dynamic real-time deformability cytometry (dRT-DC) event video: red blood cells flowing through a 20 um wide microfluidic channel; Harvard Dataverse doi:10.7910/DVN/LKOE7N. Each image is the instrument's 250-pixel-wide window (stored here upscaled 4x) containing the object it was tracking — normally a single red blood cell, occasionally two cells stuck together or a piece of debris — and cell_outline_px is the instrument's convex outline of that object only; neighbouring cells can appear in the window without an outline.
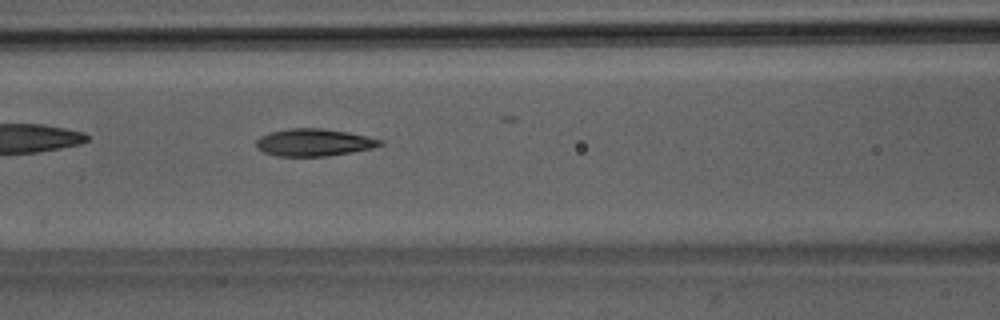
{"species": "Egyptian fruit bat (a non-hibernating species)", "species_latin": "Rousettus aegyptiacus", "temperature_condition": "room temperature", "stored_images_in_passage": 29, "camera_frame_rate_fps": 3000, "um_per_image_px": 0.085, "animal": {"sex": "male"}, "frame": {"image": 1, "passage_image": 8, "time_ms": 2.333, "image_size_px": [1000, 320], "cell_outline_px": [[384, 144], [372, 148], [352, 152], [328, 156], [276, 156], [264, 152], [256, 148], [256, 140], [260, 136], [268, 132], [288, 128], [324, 128], [348, 132], [384, 140]], "centroid_in_image_um": [26.67, 12.1], "position_along_channel_um": 139.9, "area_um2": 19.94}}
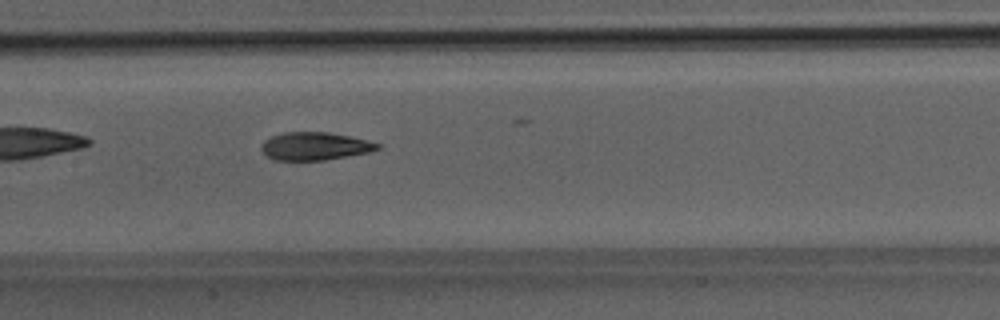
{"frame": {"image": 2, "passage_image": 11, "time_ms": 3.333, "image_size_px": [1000, 320], "cell_outline_px": [[380, 148], [368, 152], [324, 160], [272, 160], [260, 148], [260, 144], [264, 140], [272, 136], [284, 132], [328, 132], [348, 136], [380, 144]], "centroid_in_image_um": [26.7, 12.42], "position_along_channel_um": 180.7, "area_um2": 18.67}, "authors_computed_cell_mechanics": {"area_um2": 19.363, "velocity_mm_per_s": 4.0706, "shape_relaxation_time_tau1_ms": 5.491, "shape_relaxation_time_tau2_ms": 1.7174, "deformation_change_tau1": 0.1887, "deformation_change_tau2": 0.0915}}